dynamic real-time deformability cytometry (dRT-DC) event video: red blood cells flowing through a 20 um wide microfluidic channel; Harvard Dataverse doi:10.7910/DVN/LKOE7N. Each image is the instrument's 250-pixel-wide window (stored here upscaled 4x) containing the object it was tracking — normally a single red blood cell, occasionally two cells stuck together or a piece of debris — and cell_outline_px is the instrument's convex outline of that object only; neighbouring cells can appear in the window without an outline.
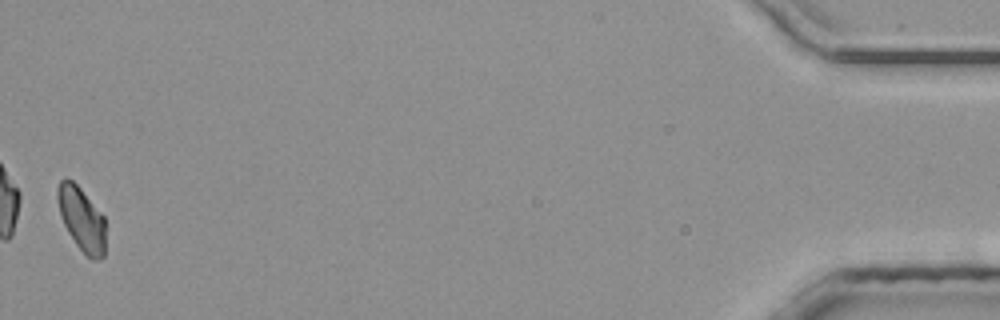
{"species": "common noctule bat (a hibernating species)", "species_latin": "Nyctalus noctula", "temperature_condition": "room temperature", "stored_images_in_passage": 34, "camera_frame_rate_fps": 3000, "um_per_image_px": 0.085, "animal": {"sex": "male", "body_mass_g": 20.4}, "frame": {"image": 1, "passage_image": 34, "time_ms": 11.0, "image_size_px": [1000, 320], "cell_outline_px": [[104, 256], [100, 260], [92, 260], [76, 244], [68, 232], [60, 216], [56, 196], [56, 188], [60, 180], [64, 176], [72, 180], [80, 188], [104, 216]], "centroid_in_image_um": [6.9, 18.58], "position_along_channel_um": 428.3, "area_um2": 17.86}}